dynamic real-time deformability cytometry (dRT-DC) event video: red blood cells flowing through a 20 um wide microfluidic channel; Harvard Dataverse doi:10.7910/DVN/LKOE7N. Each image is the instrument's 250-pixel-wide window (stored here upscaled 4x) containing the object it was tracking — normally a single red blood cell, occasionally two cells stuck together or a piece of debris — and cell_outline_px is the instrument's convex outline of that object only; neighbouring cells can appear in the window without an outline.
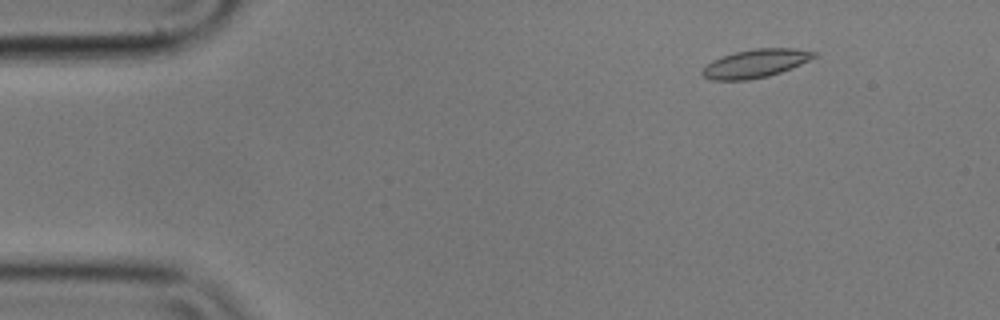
{"species": "common noctule bat (a hibernating species)", "species_latin": "Nyctalus noctula", "temperature_condition": "cold", "stored_images_in_passage": 7, "camera_frame_rate_fps": 3000, "um_per_image_px": 0.085, "animal": {"sex": "male", "body_mass_g": 17.9}, "frame": {"image": 1, "passage_image": 2, "time_ms": 0.333, "image_size_px": [1000, 320], "cell_outline_px": [[816, 56], [792, 68], [768, 76], [748, 80], [712, 80], [704, 76], [700, 72], [712, 60], [736, 52], [756, 48], [796, 48], [816, 52]], "centroid_in_image_um": [64.22, 5.39], "position_along_channel_um": 20.8, "area_um2": 18.21}}
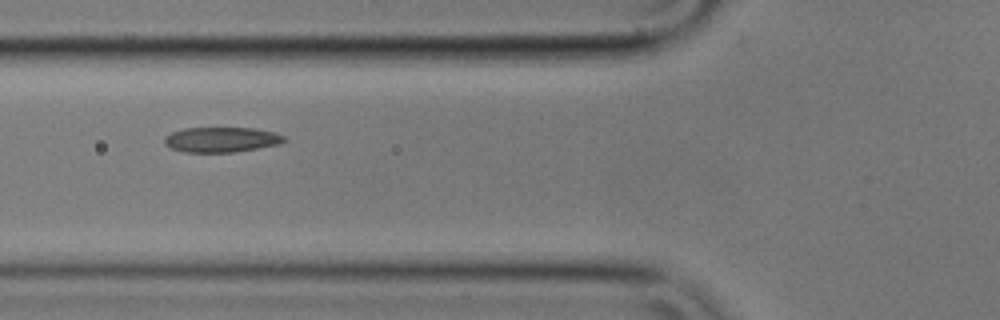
{"frame": {"image": 2, "passage_image": 6, "time_ms": 1.667, "image_size_px": [1000, 320], "cell_outline_px": [[288, 140], [280, 144], [236, 152], [184, 152], [172, 148], [164, 144], [164, 136], [172, 132], [184, 128], [256, 128], [276, 132], [284, 136]], "centroid_in_image_um": [18.85, 11.86], "position_along_channel_um": 106.9, "area_um2": 17.69}}
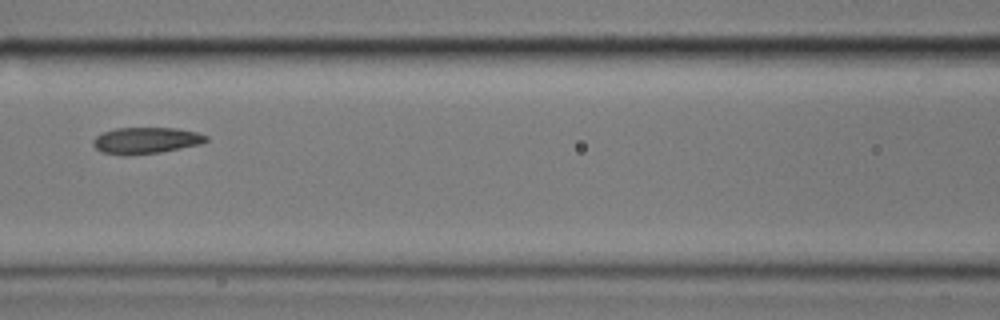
{"frame": {"image": 3, "passage_image": 7, "time_ms": 2.0, "image_size_px": [1000, 320], "cell_outline_px": [[208, 140], [204, 144], [160, 152], [128, 156], [120, 156], [100, 152], [92, 144], [92, 140], [96, 136], [104, 132], [116, 128], [176, 128], [196, 132], [208, 136]], "centroid_in_image_um": [12.4, 11.96], "position_along_channel_um": 154.2, "area_um2": 17.69}}